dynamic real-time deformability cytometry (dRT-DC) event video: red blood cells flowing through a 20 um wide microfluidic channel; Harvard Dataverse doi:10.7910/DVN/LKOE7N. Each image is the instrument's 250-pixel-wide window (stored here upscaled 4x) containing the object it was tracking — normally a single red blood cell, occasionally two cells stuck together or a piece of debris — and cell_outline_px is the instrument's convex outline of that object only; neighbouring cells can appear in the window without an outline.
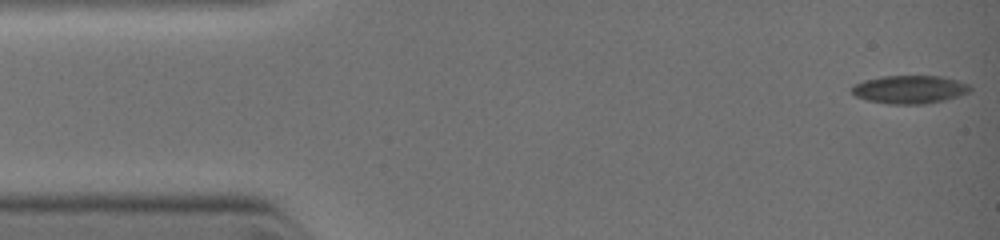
{"species": "common noctule bat (a hibernating species)", "species_latin": "Nyctalus noctula", "temperature_condition": "warm", "stored_images_in_passage": 50, "camera_frame_rate_fps": 3000, "um_per_image_px": 0.085, "animal": {"sex": "female", "body_mass_g": 19.0, "forearm_length_mm": 51.5}, "frame": {"image": 1, "passage_image": 1, "time_ms": 0.0, "image_size_px": [1000, 240], "cell_outline_px": [[972, 88], [968, 92], [944, 100], [924, 104], [888, 104], [868, 100], [856, 96], [852, 92], [852, 84], [864, 80], [884, 76], [940, 76], [956, 80], [968, 84]], "centroid_in_image_um": [77.29, 7.6], "position_along_channel_um": 7.7, "area_um2": 19.25}}
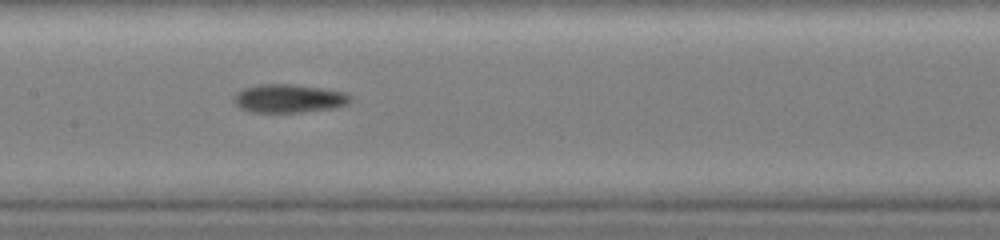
{"frame": {"image": 2, "passage_image": 31, "time_ms": 5.333, "image_size_px": [1000, 240], "cell_outline_px": [[352, 100], [348, 104], [332, 108], [300, 112], [252, 112], [240, 108], [232, 100], [232, 96], [236, 92], [244, 88], [260, 84], [292, 84], [320, 88], [344, 92], [352, 96]], "centroid_in_image_um": [24.52, 8.37], "position_along_channel_um": 182.9, "area_um2": 19.31}}
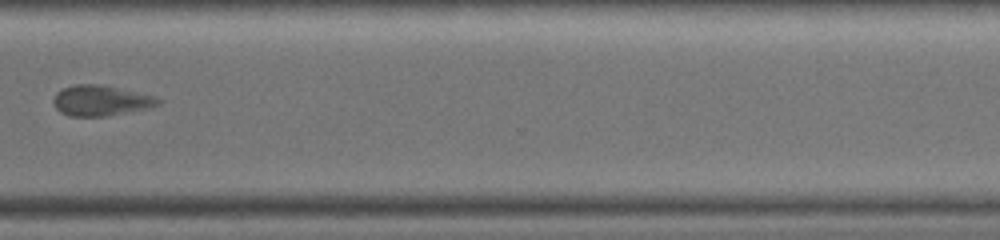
{"frame": {"image": 3, "passage_image": 49, "time_ms": 8.667, "image_size_px": [1000, 240], "cell_outline_px": [[164, 100], [160, 104], [148, 108], [104, 116], [68, 116], [60, 112], [56, 108], [52, 100], [56, 92], [64, 88], [76, 84], [104, 84], [156, 96]], "centroid_in_image_um": [8.59, 8.53], "position_along_channel_um": 362.0, "area_um2": 18.79}}